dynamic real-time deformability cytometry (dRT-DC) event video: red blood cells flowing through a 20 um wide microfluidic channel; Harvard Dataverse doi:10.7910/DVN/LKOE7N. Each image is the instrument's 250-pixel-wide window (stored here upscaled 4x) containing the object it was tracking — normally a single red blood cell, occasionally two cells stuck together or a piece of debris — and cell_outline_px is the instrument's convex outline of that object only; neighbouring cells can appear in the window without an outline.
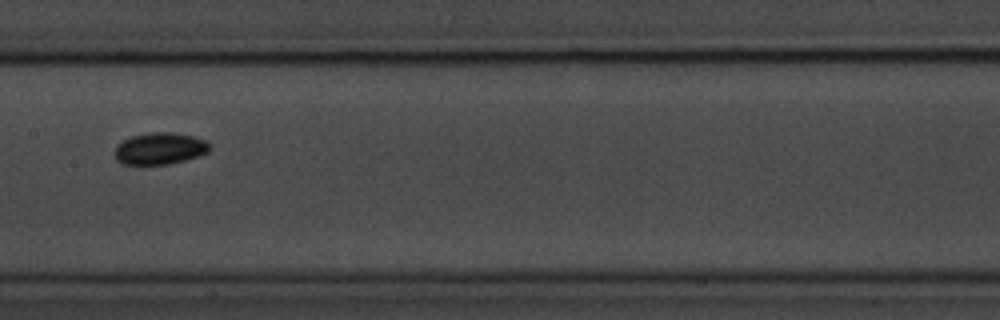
{"species": "common noctule bat (a hibernating species)", "species_latin": "Nyctalus noctula", "temperature_condition": "room temperature", "stored_images_in_passage": 12, "camera_frame_rate_fps": 3000, "um_per_image_px": 0.085, "animal": {"sex": "male", "body_mass_g": 20.1, "forearm_length_mm": 53.5}, "frame": {"image": 1, "passage_image": 9, "time_ms": 10.0, "image_size_px": [1000, 320], "cell_outline_px": [[212, 148], [208, 152], [200, 156], [168, 164], [120, 164], [116, 160], [116, 144], [132, 136], [152, 132], [172, 132], [192, 136], [204, 140], [212, 144]], "centroid_in_image_um": [13.62, 12.62], "position_along_channel_um": 193.8, "area_um2": 17.63}}